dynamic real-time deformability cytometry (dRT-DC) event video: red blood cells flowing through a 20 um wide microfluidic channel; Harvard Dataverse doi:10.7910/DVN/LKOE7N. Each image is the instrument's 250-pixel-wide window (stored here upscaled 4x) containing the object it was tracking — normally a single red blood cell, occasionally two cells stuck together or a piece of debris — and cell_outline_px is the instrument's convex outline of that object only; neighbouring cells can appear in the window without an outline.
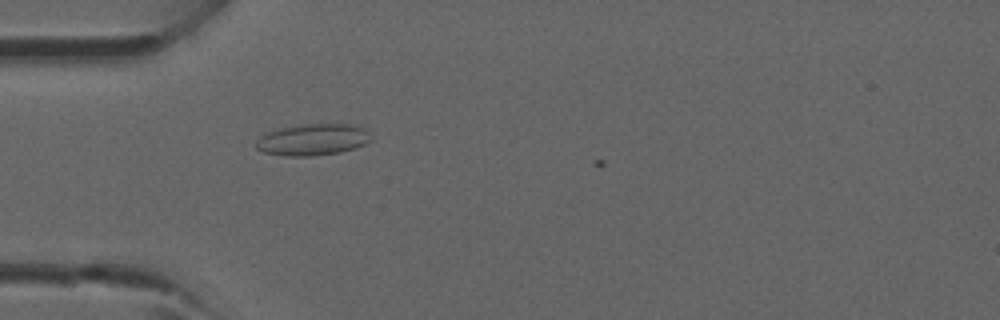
{"species": "common noctule bat (a hibernating species)", "species_latin": "Nyctalus noctula", "temperature_condition": "room temperature", "stored_images_in_passage": 2, "camera_frame_rate_fps": 3000, "um_per_image_px": 0.085, "animal": {"sex": "male", "forearm_length_mm": 52.5}, "frame": {"image": 1, "passage_image": 2, "time_ms": 1.0, "image_size_px": [1000, 320], "cell_outline_px": [[372, 140], [356, 148], [340, 152], [308, 156], [288, 156], [264, 152], [256, 148], [256, 140], [260, 136], [268, 132], [280, 128], [304, 124], [352, 124], [364, 128], [368, 132]], "centroid_in_image_um": [26.6, 11.86], "position_along_channel_um": 58.4, "area_um2": 21.04}}